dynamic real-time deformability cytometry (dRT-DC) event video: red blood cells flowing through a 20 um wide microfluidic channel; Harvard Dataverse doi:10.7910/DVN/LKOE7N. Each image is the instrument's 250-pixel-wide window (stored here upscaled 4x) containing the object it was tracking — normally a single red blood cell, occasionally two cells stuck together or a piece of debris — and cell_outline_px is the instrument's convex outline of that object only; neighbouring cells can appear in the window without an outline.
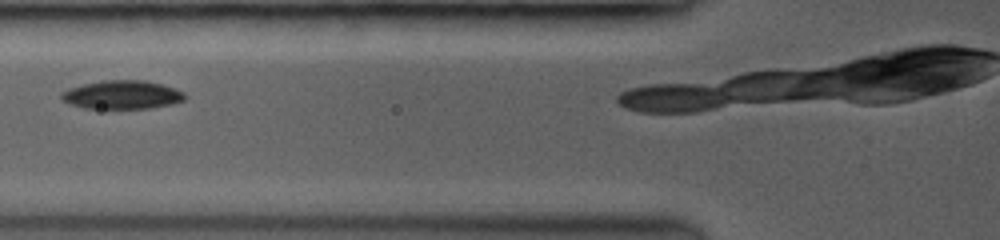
{"species": "common noctule bat (a hibernating species)", "species_latin": "Nyctalus noctula", "temperature_condition": "room temperature", "stored_images_in_passage": 7, "camera_frame_rate_fps": 3500, "um_per_image_px": 0.085, "animal": {"sex": "female", "body_mass_g": 19.0, "forearm_length_mm": 53.3}, "frame": {"image": 1, "passage_image": 5, "time_ms": 1.429, "image_size_px": [1000, 240], "cell_outline_px": [[184, 100], [168, 104], [148, 108], [84, 108], [72, 104], [64, 100], [60, 96], [64, 92], [72, 88], [84, 84], [104, 80], [144, 80], [160, 84], [172, 88], [180, 92], [184, 96]], "centroid_in_image_um": [10.35, 8.05], "position_along_channel_um": 115.4, "area_um2": 19.77}}